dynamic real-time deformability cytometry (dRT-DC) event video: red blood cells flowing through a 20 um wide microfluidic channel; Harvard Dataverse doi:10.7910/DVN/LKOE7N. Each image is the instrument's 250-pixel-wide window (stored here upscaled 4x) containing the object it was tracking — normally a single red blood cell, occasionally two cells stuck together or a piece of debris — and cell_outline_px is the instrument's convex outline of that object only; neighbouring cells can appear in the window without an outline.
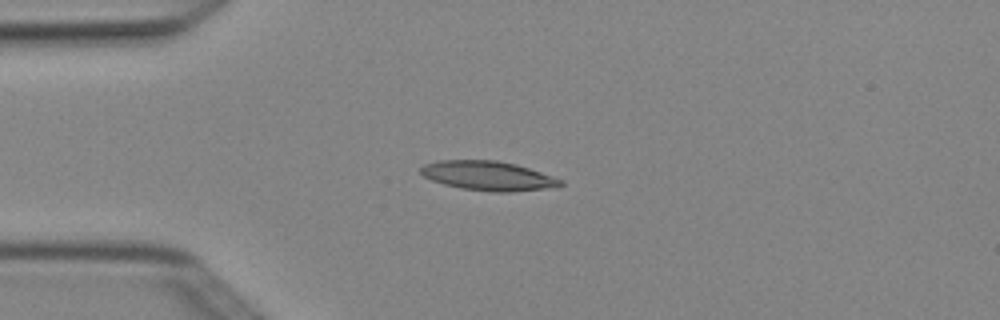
{"species": "Egyptian fruit bat (a non-hibernating species)", "species_latin": "Rousettus aegyptiacus", "temperature_condition": "cold", "stored_images_in_passage": 6, "camera_frame_rate_fps": 3000, "um_per_image_px": 0.085, "animal": {"sex": "female"}, "frame": {"image": 1, "passage_image": 4, "time_ms": 1.0, "image_size_px": [1000, 320], "cell_outline_px": [[564, 184], [560, 188], [512, 192], [492, 192], [460, 188], [444, 184], [432, 180], [424, 176], [420, 172], [420, 168], [424, 164], [440, 160], [496, 160], [516, 164], [564, 180]], "centroid_in_image_um": [41.56, 14.96], "position_along_channel_um": 43.4, "area_um2": 24.22}}
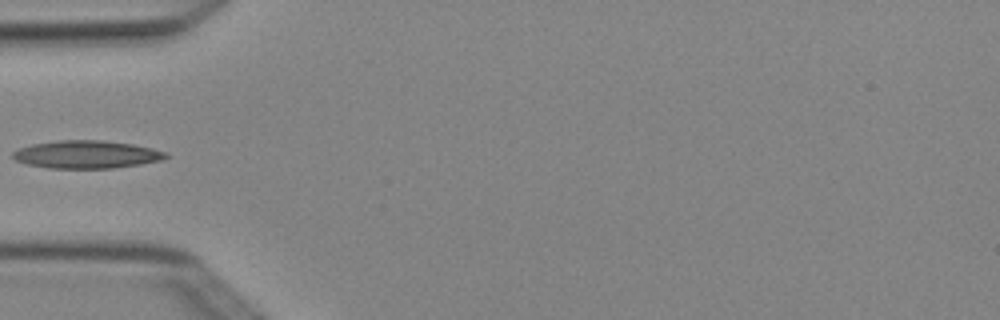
{"frame": {"image": 2, "passage_image": 5, "time_ms": 1.333, "image_size_px": [1000, 320], "cell_outline_px": [[168, 156], [160, 160], [140, 164], [112, 168], [48, 168], [24, 164], [16, 160], [12, 156], [12, 152], [20, 148], [32, 144], [56, 140], [104, 140], [132, 144], [152, 148], [168, 152]], "centroid_in_image_um": [7.33, 13.12], "position_along_channel_um": 77.7, "area_um2": 24.85}}
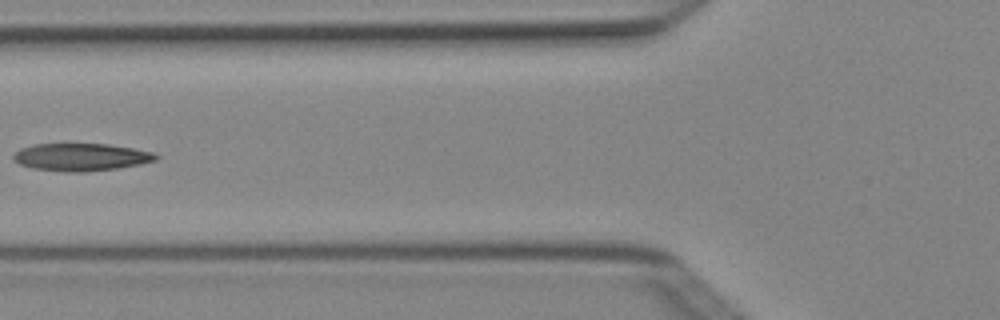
{"frame": {"image": 3, "passage_image": 6, "time_ms": 1.667, "image_size_px": [1000, 320], "cell_outline_px": [[160, 156], [156, 160], [140, 164], [116, 168], [84, 172], [64, 172], [32, 168], [20, 164], [12, 160], [12, 156], [20, 148], [36, 144], [108, 144], [132, 148], [152, 152]], "centroid_in_image_um": [6.86, 13.35], "position_along_channel_um": 118.9, "area_um2": 22.83}}